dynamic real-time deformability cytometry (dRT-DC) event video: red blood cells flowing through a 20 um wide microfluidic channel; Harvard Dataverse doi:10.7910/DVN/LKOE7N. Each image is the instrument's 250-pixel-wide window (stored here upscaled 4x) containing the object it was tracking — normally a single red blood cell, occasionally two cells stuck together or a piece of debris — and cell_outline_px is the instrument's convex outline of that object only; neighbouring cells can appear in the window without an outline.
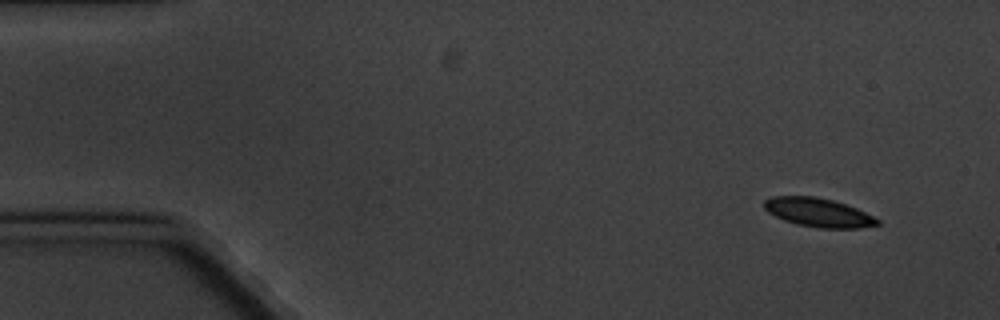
{"species": "common noctule bat (a hibernating species)", "species_latin": "Nyctalus noctula", "temperature_condition": "cold", "stored_images_in_passage": 5, "camera_frame_rate_fps": 3000, "um_per_image_px": 0.085, "animal": {"sex": "male", "body_mass_g": 20.1, "forearm_length_mm": 53.5}, "frame": {"image": 1, "passage_image": 1, "time_ms": 0.0, "image_size_px": [1000, 320], "cell_outline_px": [[880, 224], [860, 228], [820, 228], [796, 224], [784, 220], [768, 212], [764, 208], [764, 200], [772, 196], [816, 196], [832, 200], [856, 208], [880, 220]], "centroid_in_image_um": [69.54, 18.06], "position_along_channel_um": 15.5, "area_um2": 18.9}}
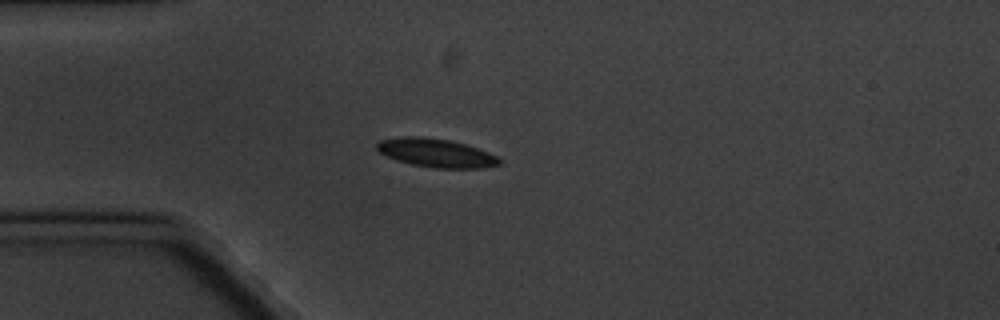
{"frame": {"image": 2, "passage_image": 4, "time_ms": 3.667, "image_size_px": [1000, 320], "cell_outline_px": [[504, 160], [500, 164], [480, 168], [436, 168], [412, 164], [396, 160], [380, 152], [376, 148], [376, 144], [380, 140], [404, 136], [420, 136], [448, 140], [464, 144], [488, 152]], "centroid_in_image_um": [37.07, 13.0], "position_along_channel_um": 47.9, "area_um2": 20.17}}